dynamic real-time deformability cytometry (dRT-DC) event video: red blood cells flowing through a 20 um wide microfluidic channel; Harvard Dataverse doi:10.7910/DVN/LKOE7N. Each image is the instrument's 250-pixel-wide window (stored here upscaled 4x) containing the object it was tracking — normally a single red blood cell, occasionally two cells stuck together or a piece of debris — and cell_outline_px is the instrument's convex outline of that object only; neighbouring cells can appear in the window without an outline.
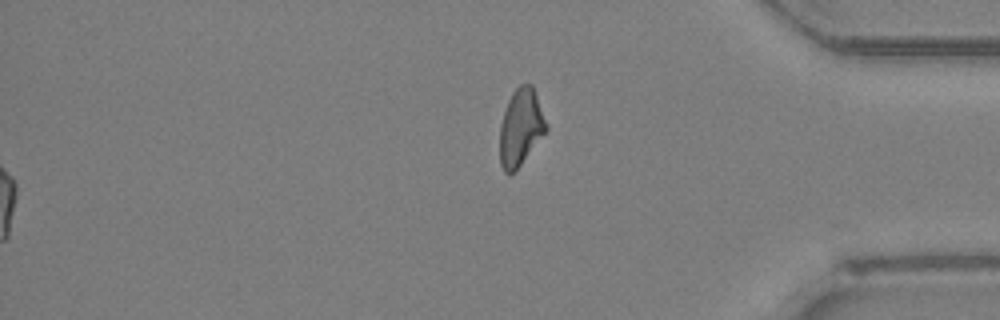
{"species": "Egyptian fruit bat (a non-hibernating species)", "species_latin": "Rousettus aegyptiacus", "temperature_condition": "room temperature", "stored_images_in_passage": 31, "segment_of_instrument_passage": [2, 2], "camera_frame_rate_fps": 3000, "um_per_image_px": 0.085, "animal": {"sex": "female"}, "frame": {"image": 1, "passage_image": 31, "time_ms": 10.0, "image_size_px": [1000, 320], "cell_outline_px": [[548, 128], [520, 164], [508, 176], [504, 172], [500, 164], [500, 124], [508, 100], [512, 92], [520, 84], [532, 84], [548, 124]], "centroid_in_image_um": [44.25, 10.8], "position_along_channel_um": 391.0, "area_um2": 20.52}}